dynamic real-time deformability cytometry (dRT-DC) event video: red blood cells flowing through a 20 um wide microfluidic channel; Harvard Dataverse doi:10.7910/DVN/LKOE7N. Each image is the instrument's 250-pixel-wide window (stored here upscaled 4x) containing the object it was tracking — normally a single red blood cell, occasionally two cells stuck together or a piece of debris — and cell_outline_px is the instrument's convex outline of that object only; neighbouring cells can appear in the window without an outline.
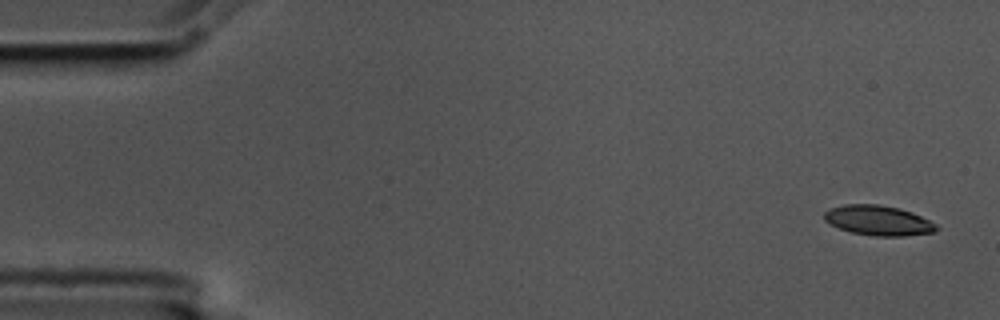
{"species": "common noctule bat (a hibernating species)", "species_latin": "Nyctalus noctula", "temperature_condition": "cold", "stored_images_in_passage": 55, "camera_frame_rate_fps": 3000, "um_per_image_px": 0.085, "animal": {"sex": "male", "body_mass_g": 17.5, "forearm_length_mm": 52.3}, "frame": {"image": 1, "passage_image": 1, "time_ms": 0.0, "image_size_px": [1000, 320], "cell_outline_px": [[940, 228], [936, 232], [904, 236], [876, 236], [852, 232], [840, 228], [824, 220], [824, 212], [832, 208], [844, 204], [880, 204], [900, 208], [912, 212], [936, 224]], "centroid_in_image_um": [74.69, 18.73], "position_along_channel_um": 10.3, "area_um2": 19.54}}
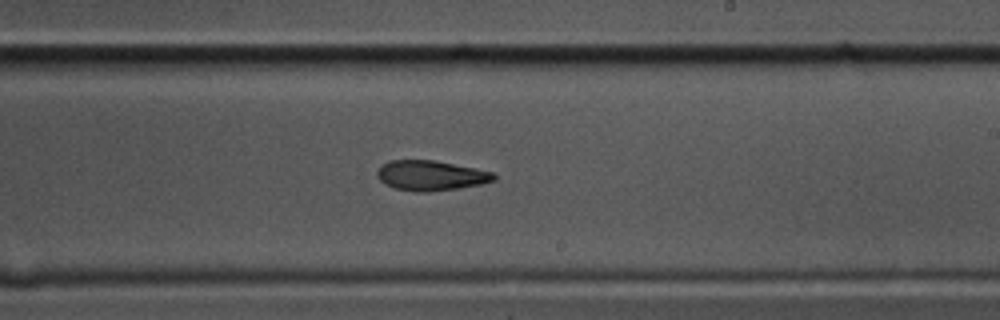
{"frame": {"image": 2, "passage_image": 32, "time_ms": 10.333, "image_size_px": [1000, 320], "cell_outline_px": [[496, 180], [480, 184], [460, 188], [428, 192], [416, 192], [396, 188], [384, 184], [376, 176], [376, 172], [388, 160], [436, 160], [492, 172], [496, 176]], "centroid_in_image_um": [36.6, 14.92], "position_along_channel_um": 252.4, "area_um2": 20.4}}
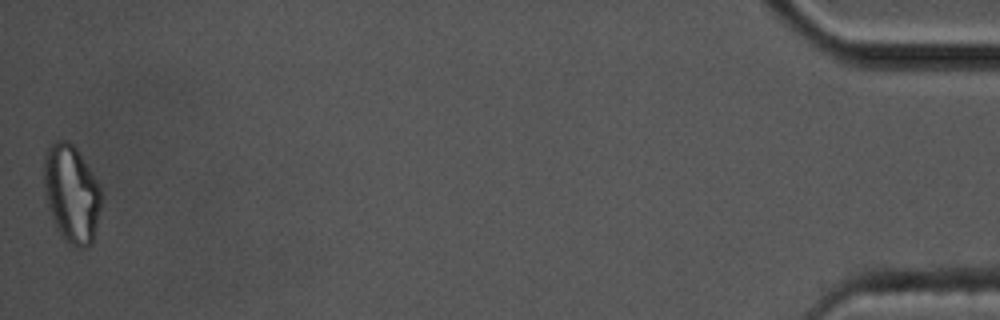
{"frame": {"image": 3, "passage_image": 55, "time_ms": 18.0, "image_size_px": [1000, 320], "cell_outline_px": [[104, 196], [92, 244], [88, 248], [80, 248], [64, 240], [56, 228], [48, 208], [44, 192], [44, 156], [48, 144], [56, 140], [68, 140], [76, 148], [100, 184]], "centroid_in_image_um": [6.09, 16.46], "position_along_channel_um": 429.1, "area_um2": 33.35}, "authors_computed_cell_mechanics": {"area_um2": 20.9814, "velocity_mm_per_s": 3.5475, "shape_relaxation_time_tau1_ms": 4.2968, "shape_relaxation_time_tau2_ms": 8.003, "deformation_change_tau1": 0.1483, "deformation_change_tau2": 0.181}}